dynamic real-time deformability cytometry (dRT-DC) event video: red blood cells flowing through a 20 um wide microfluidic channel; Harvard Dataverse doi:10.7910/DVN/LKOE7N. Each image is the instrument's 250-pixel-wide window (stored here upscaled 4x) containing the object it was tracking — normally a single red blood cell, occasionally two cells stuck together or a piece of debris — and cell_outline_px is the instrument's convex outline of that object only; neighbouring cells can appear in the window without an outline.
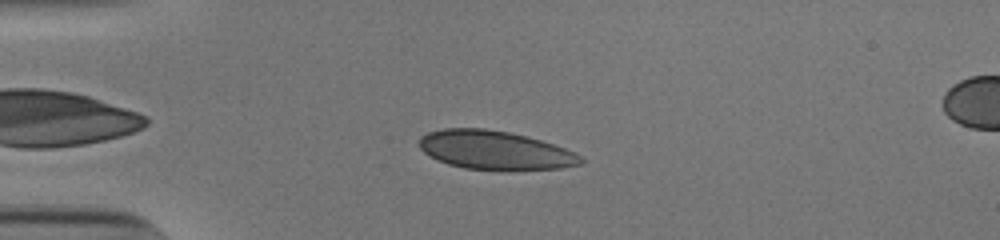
{"species": "human", "species_latin": "Homo sapiens", "temperature_condition": "cold", "stored_images_in_passage": 46, "camera_frame_rate_fps": 3000, "um_per_image_px": 0.085, "donor": {"sex": "male"}, "frame": {"image": 1, "passage_image": 7, "time_ms": 2.0, "image_size_px": [1000, 240], "cell_outline_px": [[584, 160], [580, 164], [560, 168], [508, 172], [464, 168], [448, 164], [436, 160], [424, 152], [420, 148], [420, 136], [428, 132], [444, 128], [484, 128], [508, 132], [540, 140], [564, 148], [580, 156]], "centroid_in_image_um": [42.05, 12.79], "position_along_channel_um": 43.0, "area_um2": 36.82}}
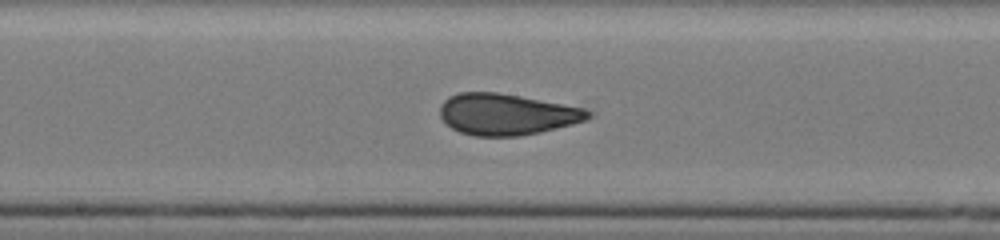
{"frame": {"image": 2, "passage_image": 22, "time_ms": 7.0, "image_size_px": [1000, 240], "cell_outline_px": [[592, 116], [584, 120], [572, 124], [540, 132], [520, 136], [476, 136], [460, 132], [452, 128], [440, 116], [440, 108], [444, 100], [448, 96], [460, 92], [496, 92], [520, 96], [584, 108], [592, 112]], "centroid_in_image_um": [43.05, 9.71], "position_along_channel_um": 205.1, "area_um2": 35.43}}
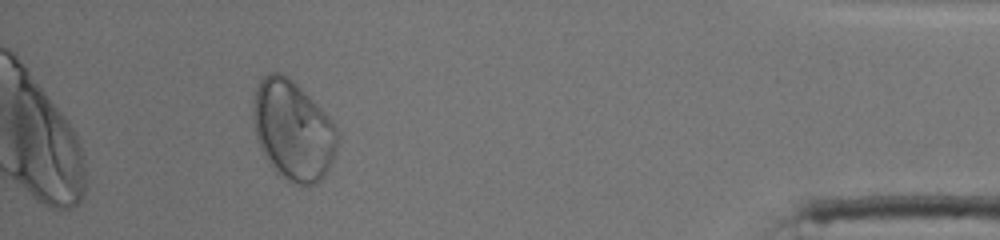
{"frame": {"image": 3, "passage_image": 42, "time_ms": 13.667, "image_size_px": [1000, 240], "cell_outline_px": [[340, 136], [332, 160], [324, 176], [316, 184], [296, 184], [288, 180], [276, 172], [268, 164], [260, 148], [256, 136], [252, 108], [256, 88], [260, 80], [268, 72], [280, 72], [288, 76], [328, 116], [340, 132]], "centroid_in_image_um": [24.89, 11.08], "position_along_channel_um": 410.3, "area_um2": 48.73}, "authors_computed_cell_mechanics": {"area_um2": 36.0383, "velocity_mm_per_s": 3.8413, "shape_relaxation_time_tau1_ms": 9.3426, "shape_relaxation_time_tau2_ms": null, "deformation_change_tau1": 0.1644, "deformation_change_tau2": null}}